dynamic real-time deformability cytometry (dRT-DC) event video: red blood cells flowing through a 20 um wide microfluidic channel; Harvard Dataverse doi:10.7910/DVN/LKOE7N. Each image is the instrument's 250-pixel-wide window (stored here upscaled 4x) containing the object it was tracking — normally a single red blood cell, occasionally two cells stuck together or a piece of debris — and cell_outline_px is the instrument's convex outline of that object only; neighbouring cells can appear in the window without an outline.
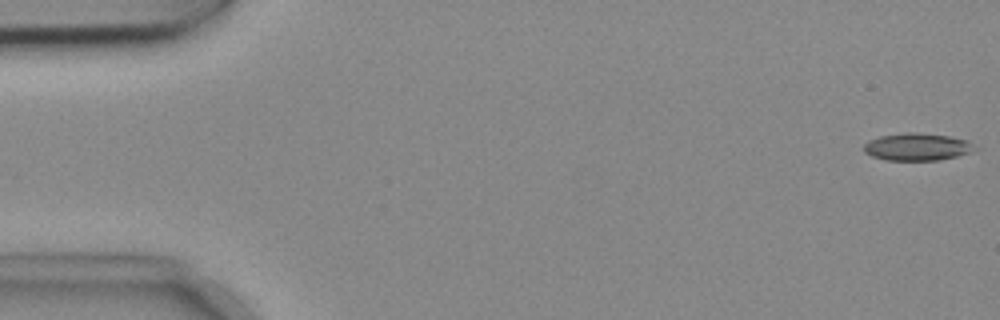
{"species": "common noctule bat (a hibernating species)", "species_latin": "Nyctalus noctula", "temperature_condition": "cold", "stored_images_in_passage": 54, "camera_frame_rate_fps": 3000, "um_per_image_px": 0.085, "animal": {"sex": "female", "body_mass_g": 18.4}, "frame": {"image": 1, "passage_image": 1, "time_ms": 0.0, "image_size_px": [1000, 320], "cell_outline_px": [[968, 152], [956, 156], [940, 160], [888, 160], [872, 156], [864, 152], [864, 144], [868, 140], [880, 136], [908, 132], [916, 132], [948, 136], [968, 140]], "centroid_in_image_um": [77.83, 12.48], "position_along_channel_um": 7.2, "area_um2": 17.17}}
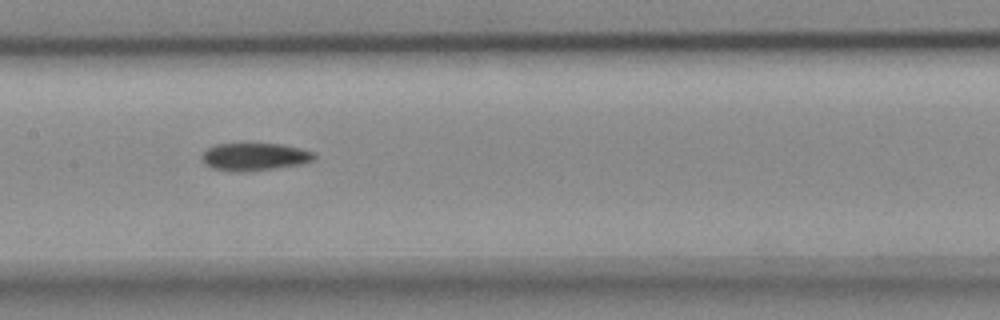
{"frame": {"image": 2, "passage_image": 26, "time_ms": 8.333, "image_size_px": [1000, 320], "cell_outline_px": [[316, 160], [300, 164], [276, 168], [248, 172], [228, 172], [212, 168], [204, 164], [200, 160], [200, 156], [208, 148], [216, 144], [280, 144], [300, 148], [316, 152]], "centroid_in_image_um": [21.62, 13.34], "position_along_channel_um": 185.8, "area_um2": 18.44}}
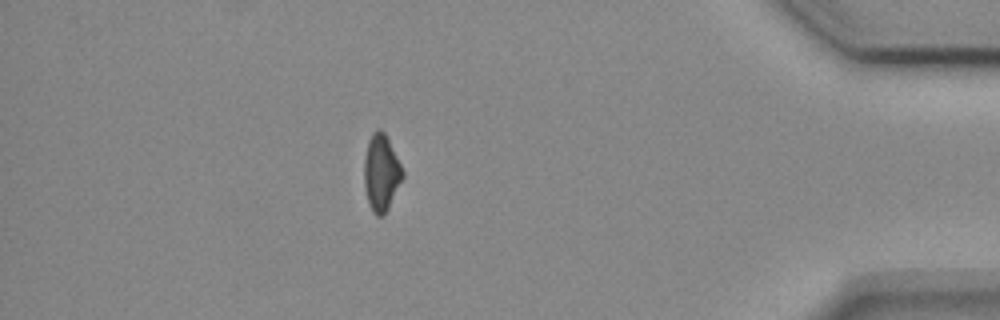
{"frame": {"image": 3, "passage_image": 47, "time_ms": 15.333, "image_size_px": [1000, 320], "cell_outline_px": [[404, 176], [388, 208], [380, 216], [376, 216], [372, 212], [368, 204], [364, 184], [364, 160], [368, 140], [372, 132], [376, 128], [380, 128], [384, 132], [404, 172]], "centroid_in_image_um": [32.38, 14.67], "position_along_channel_um": 402.8, "area_um2": 17.05}}